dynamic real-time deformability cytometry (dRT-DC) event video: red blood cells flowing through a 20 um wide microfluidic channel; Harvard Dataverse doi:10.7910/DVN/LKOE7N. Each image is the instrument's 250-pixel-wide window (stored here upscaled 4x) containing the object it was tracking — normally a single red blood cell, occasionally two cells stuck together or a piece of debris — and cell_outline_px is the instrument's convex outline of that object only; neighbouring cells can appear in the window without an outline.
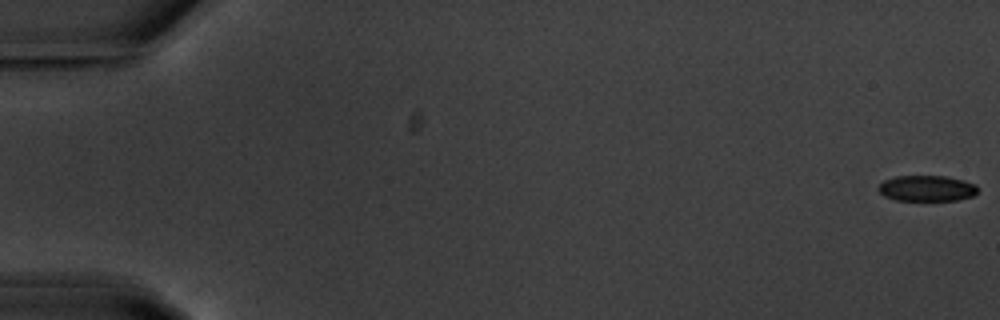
{"species": "common noctule bat (a hibernating species)", "species_latin": "Nyctalus noctula", "temperature_condition": "warm", "stored_images_in_passage": 56, "camera_frame_rate_fps": 3000, "um_per_image_px": 0.085, "animal": {"sex": "male", "body_mass_g": 20.1, "forearm_length_mm": 53.5}, "frame": {"image": 1, "passage_image": 1, "time_ms": 0.0, "image_size_px": [1000, 320], "cell_outline_px": [[976, 192], [972, 196], [956, 200], [896, 200], [884, 196], [876, 188], [884, 180], [896, 176], [944, 176], [964, 180], [976, 184]], "centroid_in_image_um": [78.75, 16.0], "position_along_channel_um": 6.3, "area_um2": 14.85}}
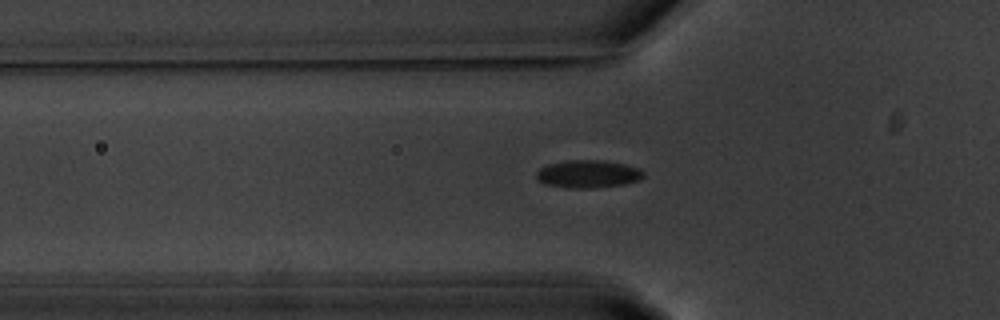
{"frame": {"image": 2, "passage_image": 20, "time_ms": 6.333, "image_size_px": [1000, 320], "cell_outline_px": [[644, 176], [640, 180], [624, 184], [596, 188], [564, 188], [544, 184], [536, 176], [536, 172], [540, 168], [548, 164], [564, 160], [604, 160], [628, 164], [640, 168], [644, 172]], "centroid_in_image_um": [50.01, 14.78], "position_along_channel_um": 75.8, "area_um2": 17.69}}
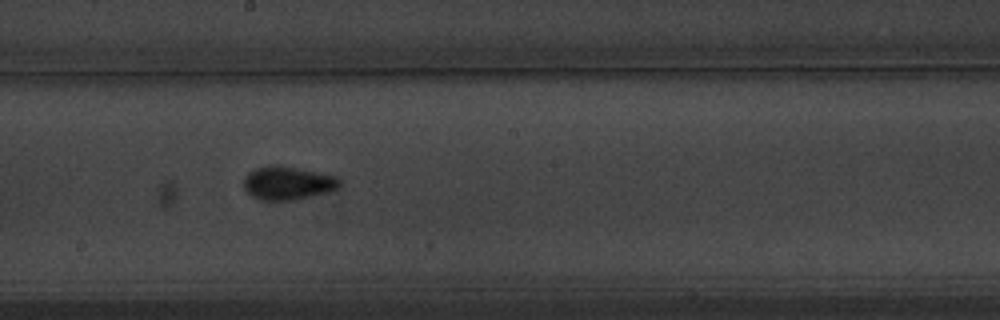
{"frame": {"image": 3, "passage_image": 32, "time_ms": 10.333, "image_size_px": [1000, 320], "cell_outline_px": [[340, 188], [328, 192], [296, 200], [260, 200], [252, 196], [244, 188], [244, 176], [248, 172], [256, 168], [268, 164], [276, 164], [320, 172], [336, 176], [340, 180]], "centroid_in_image_um": [24.46, 15.55], "position_along_channel_um": 223.7, "area_um2": 18.96}, "authors_computed_cell_mechanics": {"area_um2": 16.9065, "velocity_mm_per_s": 3.6749, "shape_relaxation_time_tau1_ms": 3.3962, "shape_relaxation_time_tau2_ms": 1.3153, "deformation_change_tau1": 0.1297, "deformation_change_tau2": 0.0543}}